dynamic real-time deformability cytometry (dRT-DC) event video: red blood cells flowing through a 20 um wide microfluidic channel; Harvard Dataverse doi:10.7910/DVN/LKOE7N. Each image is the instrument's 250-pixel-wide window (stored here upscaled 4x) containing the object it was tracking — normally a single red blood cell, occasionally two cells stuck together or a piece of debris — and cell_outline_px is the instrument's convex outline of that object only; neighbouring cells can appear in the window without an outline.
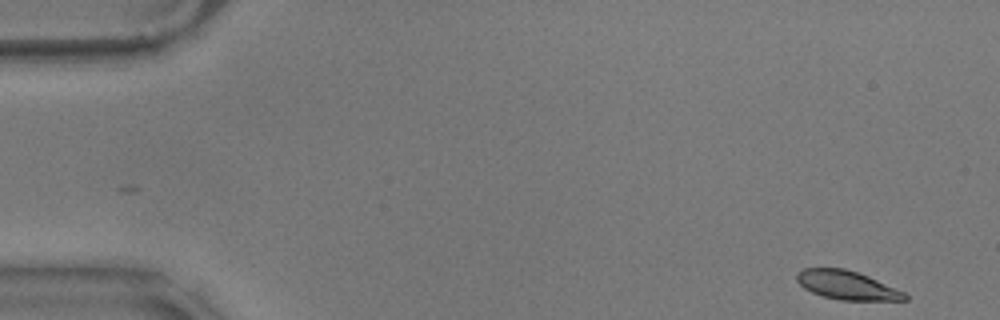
{"species": "common noctule bat (a hibernating species)", "species_latin": "Nyctalus noctula", "temperature_condition": "warm", "stored_images_in_passage": 55, "camera_frame_rate_fps": 3000, "um_per_image_px": 0.085, "animal": {"sex": "male", "body_mass_g": 17.9}, "frame": {"image": 1, "passage_image": 1, "time_ms": 0.0, "image_size_px": [1000, 320], "cell_outline_px": [[908, 300], [840, 300], [824, 296], [812, 292], [804, 288], [796, 280], [796, 272], [804, 268], [844, 268], [868, 276], [904, 292], [908, 296]], "centroid_in_image_um": [71.96, 24.24], "position_along_channel_um": 13.0, "area_um2": 17.92}}
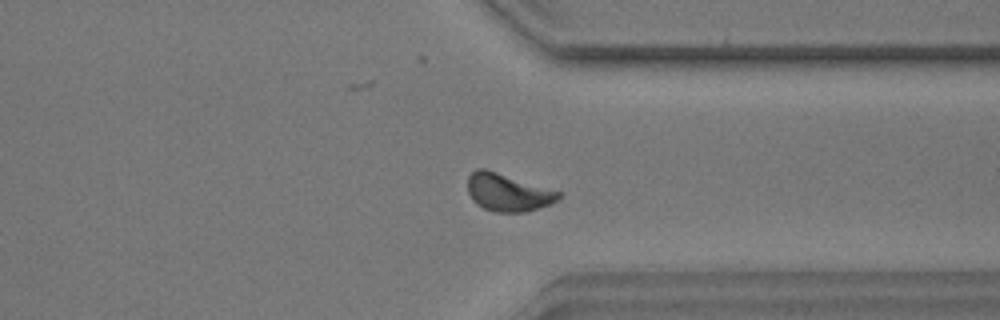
{"frame": {"image": 2, "passage_image": 42, "time_ms": 13.667, "image_size_px": [1000, 320], "cell_outline_px": [[560, 200], [552, 204], [524, 212], [496, 212], [484, 208], [476, 204], [472, 200], [468, 192], [468, 176], [476, 168], [484, 168], [560, 192]], "centroid_in_image_um": [43.15, 16.36], "position_along_channel_um": 368.2, "area_um2": 19.77}}
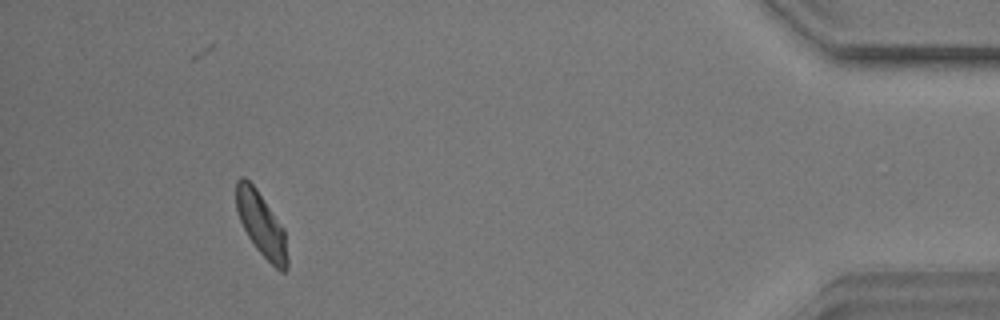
{"frame": {"image": 3, "passage_image": 51, "time_ms": 16.667, "image_size_px": [1000, 320], "cell_outline_px": [[288, 268], [284, 272], [280, 272], [256, 248], [248, 236], [240, 220], [236, 208], [236, 180], [240, 176], [244, 176], [256, 188], [284, 228], [288, 260]], "centroid_in_image_um": [22.21, 19.06], "position_along_channel_um": 413.0, "area_um2": 18.96}, "authors_computed_cell_mechanics": {"area_um2": 19.3052, "velocity_mm_per_s": 3.5002, "shape_relaxation_time_tau1_ms": 3.3462, "shape_relaxation_time_tau2_ms": 1.7936, "deformation_change_tau1": 0.1037, "deformation_change_tau2": 0.0546}}